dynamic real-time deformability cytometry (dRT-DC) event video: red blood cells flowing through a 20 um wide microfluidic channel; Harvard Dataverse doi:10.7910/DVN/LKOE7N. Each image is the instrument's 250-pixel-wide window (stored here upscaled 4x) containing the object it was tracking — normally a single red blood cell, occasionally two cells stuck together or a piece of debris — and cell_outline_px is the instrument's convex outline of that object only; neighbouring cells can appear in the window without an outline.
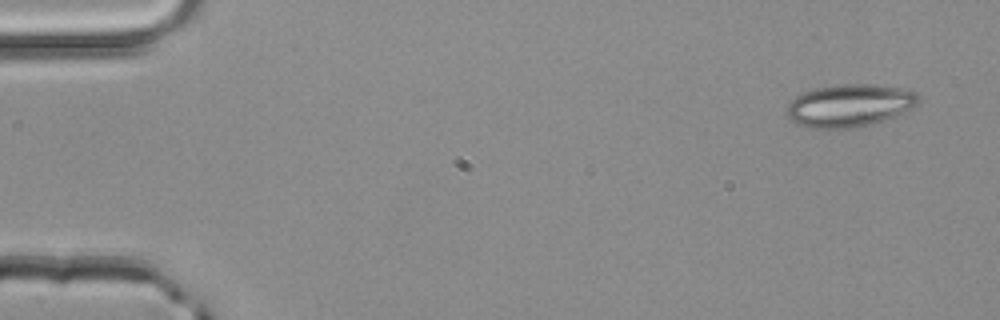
{"species": "common noctule bat (a hibernating species)", "species_latin": "Nyctalus noctula", "temperature_condition": "room temperature", "stored_images_in_passage": 3, "camera_frame_rate_fps": 3000, "um_per_image_px": 0.085, "animal": {"sex": "male", "body_mass_g": 20.4}, "frame": {"image": 1, "passage_image": 1, "time_ms": 0.0, "image_size_px": [1000, 320], "cell_outline_px": [[920, 104], [896, 116], [884, 120], [856, 128], [808, 128], [796, 124], [788, 120], [784, 116], [788, 104], [796, 96], [804, 92], [816, 88], [836, 84], [872, 84], [900, 88], [916, 92], [920, 96]], "centroid_in_image_um": [72.19, 8.98], "position_along_channel_um": 12.8, "area_um2": 33.18}}